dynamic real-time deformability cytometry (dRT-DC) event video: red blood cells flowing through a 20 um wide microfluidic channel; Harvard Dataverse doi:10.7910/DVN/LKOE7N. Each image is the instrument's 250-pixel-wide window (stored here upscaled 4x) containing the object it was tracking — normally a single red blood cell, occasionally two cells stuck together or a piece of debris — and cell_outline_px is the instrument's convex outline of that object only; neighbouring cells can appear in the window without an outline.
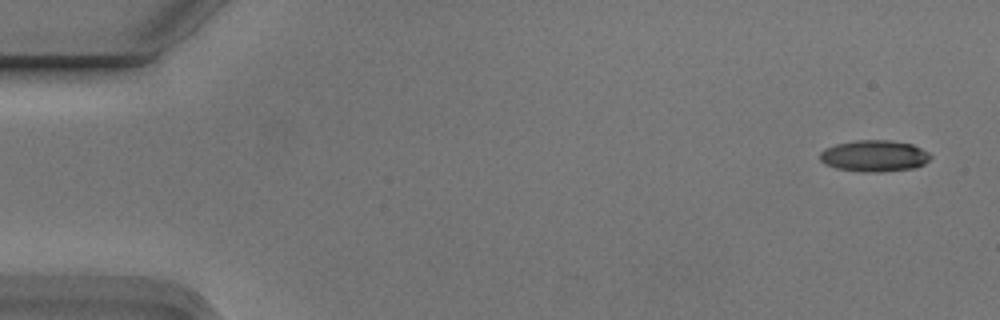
{"species": "Egyptian fruit bat (a non-hibernating species)", "species_latin": "Rousettus aegyptiacus", "temperature_condition": "cold", "stored_images_in_passage": 5, "camera_frame_rate_fps": 3000, "um_per_image_px": 0.085, "animal": {"sex": "male"}, "frame": {"image": 1, "passage_image": 1, "time_ms": 0.0, "image_size_px": [1000, 320], "cell_outline_px": [[932, 156], [924, 164], [912, 168], [880, 172], [860, 172], [836, 168], [824, 164], [820, 160], [820, 152], [824, 148], [836, 144], [856, 140], [892, 140], [912, 144], [928, 152]], "centroid_in_image_um": [74.28, 13.25], "position_along_channel_um": 10.7, "area_um2": 20.35}}